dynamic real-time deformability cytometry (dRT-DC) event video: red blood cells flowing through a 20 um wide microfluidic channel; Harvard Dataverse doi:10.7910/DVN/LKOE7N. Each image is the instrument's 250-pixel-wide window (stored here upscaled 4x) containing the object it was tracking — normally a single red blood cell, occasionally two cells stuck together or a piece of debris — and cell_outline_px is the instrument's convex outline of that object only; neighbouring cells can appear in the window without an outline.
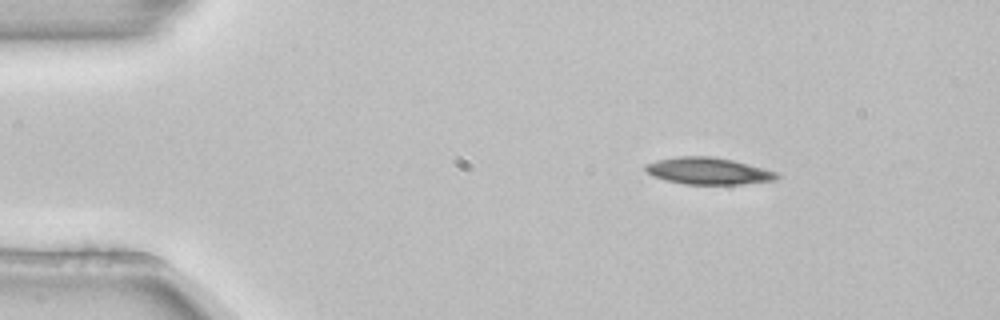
{"species": "common noctule bat (a hibernating species)", "species_latin": "Nyctalus noctula", "temperature_condition": "room temperature", "stored_images_in_passage": 3, "camera_frame_rate_fps": 3000, "um_per_image_px": 0.085, "animal": {"sex": "female", "body_mass_g": 22.7, "forearm_length_mm": 54.2}, "frame": {"image": 1, "passage_image": 1, "time_ms": 0.0, "image_size_px": [1000, 320], "cell_outline_px": [[780, 176], [776, 180], [740, 184], [684, 184], [652, 176], [644, 168], [644, 164], [656, 160], [680, 156], [712, 156], [732, 160], [780, 172]], "centroid_in_image_um": [60.22, 14.53], "position_along_channel_um": 24.8, "area_um2": 20.58}}
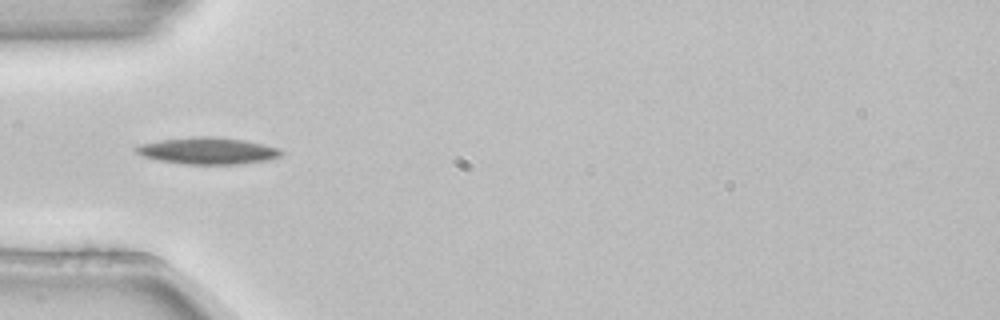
{"frame": {"image": 2, "passage_image": 3, "time_ms": 0.667, "image_size_px": [1000, 320], "cell_outline_px": [[284, 152], [280, 156], [268, 160], [236, 164], [188, 164], [160, 160], [144, 156], [136, 152], [132, 148], [140, 144], [160, 140], [192, 136], [212, 136], [244, 140], [264, 144], [276, 148]], "centroid_in_image_um": [17.65, 12.8], "position_along_channel_um": 67.4, "area_um2": 22.48}}